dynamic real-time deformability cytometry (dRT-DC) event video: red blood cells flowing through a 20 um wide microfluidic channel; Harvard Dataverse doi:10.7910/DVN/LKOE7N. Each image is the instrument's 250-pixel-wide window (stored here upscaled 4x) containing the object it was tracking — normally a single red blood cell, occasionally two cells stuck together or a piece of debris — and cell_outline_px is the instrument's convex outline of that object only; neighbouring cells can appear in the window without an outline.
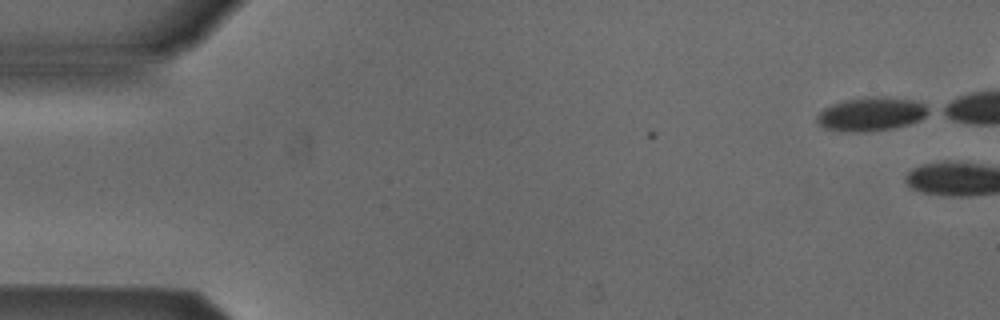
{"species": "Egyptian fruit bat (a non-hibernating species)", "species_latin": "Rousettus aegyptiacus", "temperature_condition": "cold", "stored_images_in_passage": 2, "camera_frame_rate_fps": 3000, "um_per_image_px": 0.085, "animal": {"sex": "male"}, "frame": {"image": 1, "passage_image": 2, "time_ms": 0.333, "image_size_px": [1000, 320], "cell_outline_px": [[932, 112], [920, 120], [908, 124], [892, 128], [860, 132], [856, 132], [824, 128], [816, 120], [816, 116], [824, 108], [832, 104], [844, 100], [876, 96], [884, 96], [912, 100], [924, 104], [932, 108]], "centroid_in_image_um": [74.1, 9.68], "position_along_channel_um": 10.9, "area_um2": 21.85}}